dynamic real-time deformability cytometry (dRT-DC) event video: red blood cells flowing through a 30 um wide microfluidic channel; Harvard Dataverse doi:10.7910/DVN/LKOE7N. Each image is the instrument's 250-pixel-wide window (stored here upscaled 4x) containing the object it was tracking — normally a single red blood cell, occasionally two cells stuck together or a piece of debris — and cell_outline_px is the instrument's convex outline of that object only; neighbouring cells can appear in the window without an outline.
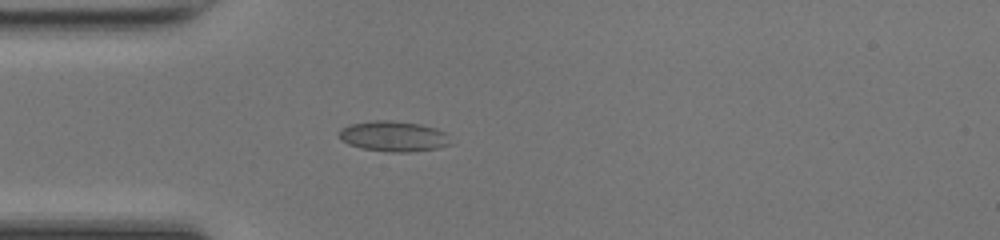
{"species": "common noctule bat (a hibernating species)", "species_latin": "Nyctalus noctula", "temperature_condition": "room temperature", "stored_images_in_passage": 35, "camera_frame_rate_fps": 3000, "um_per_image_px": 0.085, "animal": {"sex": "female", "body_mass_g": 17.0, "forearm_length_mm": 48.0}, "frame": {"image": 1, "passage_image": 1, "time_ms": 0.0, "image_size_px": [1000, 240], "cell_outline_px": [[452, 144], [440, 148], [408, 152], [388, 152], [360, 148], [348, 144], [340, 140], [336, 132], [340, 128], [352, 124], [372, 120], [388, 120], [420, 124], [436, 128], [444, 132], [448, 136]], "centroid_in_image_um": [33.42, 11.59], "position_along_channel_um": 51.6, "area_um2": 20.06}}
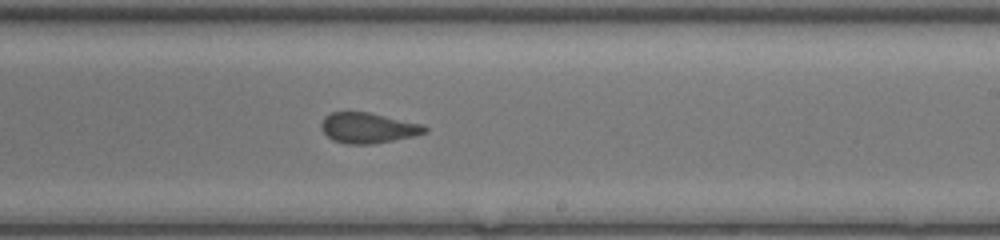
{"frame": {"image": 2, "passage_image": 16, "time_ms": 5.0, "image_size_px": [1000, 240], "cell_outline_px": [[428, 132], [416, 136], [372, 144], [348, 144], [332, 140], [320, 128], [320, 124], [324, 116], [332, 112], [368, 112], [424, 124], [428, 128]], "centroid_in_image_um": [31.31, 10.87], "position_along_channel_um": 257.7, "area_um2": 18.55}}
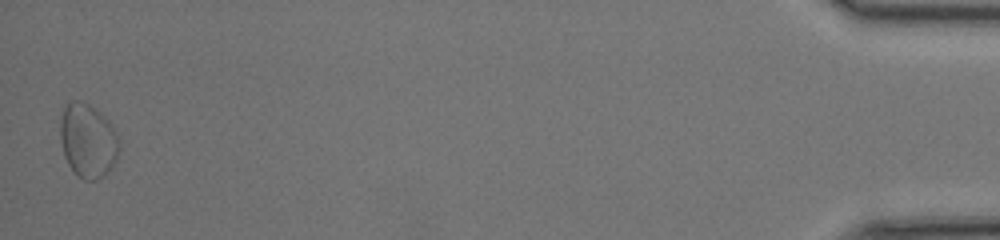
{"frame": {"image": 3, "passage_image": 35, "time_ms": 11.333, "image_size_px": [1000, 240], "cell_outline_px": [[120, 144], [116, 160], [112, 168], [104, 176], [96, 180], [84, 180], [76, 176], [72, 172], [64, 156], [60, 140], [60, 120], [64, 108], [72, 100], [80, 100], [88, 104], [100, 112], [112, 124], [120, 136]], "centroid_in_image_um": [7.48, 11.98], "position_along_channel_um": 427.7, "area_um2": 25.95}, "authors_computed_cell_mechanics": {"area_um2": 18.7272, "velocity_mm_per_s": 4.2838, "shape_relaxation_time_tau1_ms": null, "shape_relaxation_time_tau2_ms": 1.4028, "deformation_change_tau1": null, "deformation_change_tau2": 0.0706}}